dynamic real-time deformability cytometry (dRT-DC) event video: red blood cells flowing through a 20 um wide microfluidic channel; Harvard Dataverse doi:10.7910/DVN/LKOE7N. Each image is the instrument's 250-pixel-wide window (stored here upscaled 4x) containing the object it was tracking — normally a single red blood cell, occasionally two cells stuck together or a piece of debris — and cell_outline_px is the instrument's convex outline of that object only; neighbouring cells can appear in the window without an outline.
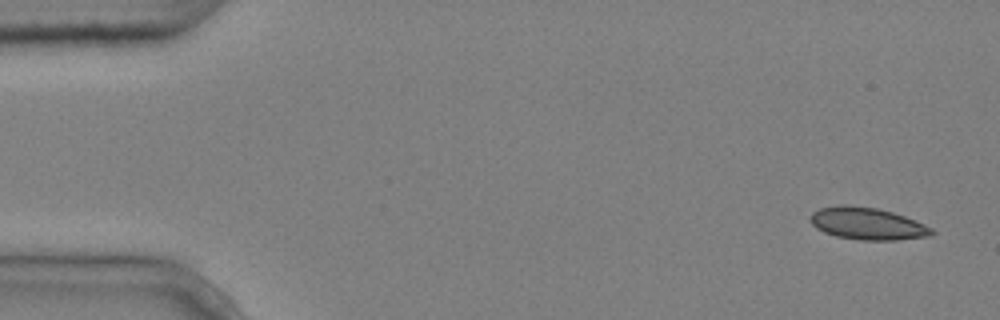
{"species": "common noctule bat (a hibernating species)", "species_latin": "Nyctalus noctula", "temperature_condition": "cold", "stored_images_in_passage": 5, "camera_frame_rate_fps": 3000, "um_per_image_px": 0.085, "animal": {"sex": "male", "body_mass_g": 20.4}, "frame": {"image": 1, "passage_image": 1, "time_ms": 0.0, "image_size_px": [1000, 320], "cell_outline_px": [[936, 232], [932, 236], [896, 240], [860, 240], [836, 236], [824, 232], [816, 228], [808, 220], [812, 212], [820, 208], [840, 204], [848, 204], [876, 208], [892, 212], [904, 216], [924, 224], [932, 228]], "centroid_in_image_um": [73.71, 19.0], "position_along_channel_um": 11.3, "area_um2": 22.95}}
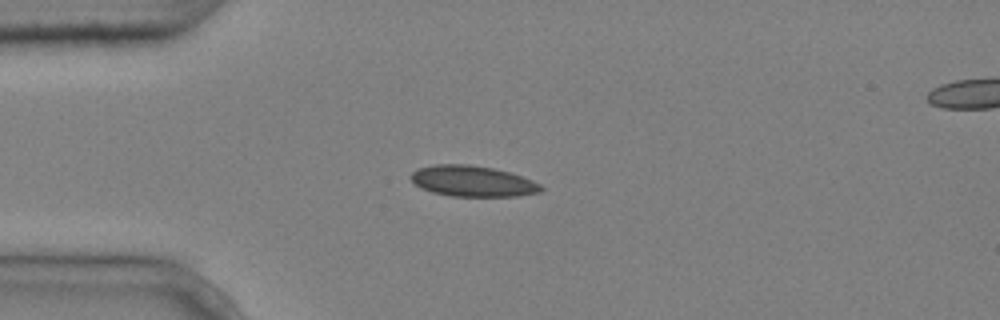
{"frame": {"image": 2, "passage_image": 4, "time_ms": 1.0, "image_size_px": [1000, 320], "cell_outline_px": [[544, 188], [540, 192], [520, 196], [448, 196], [432, 192], [420, 188], [408, 176], [416, 168], [436, 164], [468, 164], [492, 168], [508, 172], [532, 180], [540, 184]], "centroid_in_image_um": [40.13, 15.4], "position_along_channel_um": 44.9, "area_um2": 23.47}}